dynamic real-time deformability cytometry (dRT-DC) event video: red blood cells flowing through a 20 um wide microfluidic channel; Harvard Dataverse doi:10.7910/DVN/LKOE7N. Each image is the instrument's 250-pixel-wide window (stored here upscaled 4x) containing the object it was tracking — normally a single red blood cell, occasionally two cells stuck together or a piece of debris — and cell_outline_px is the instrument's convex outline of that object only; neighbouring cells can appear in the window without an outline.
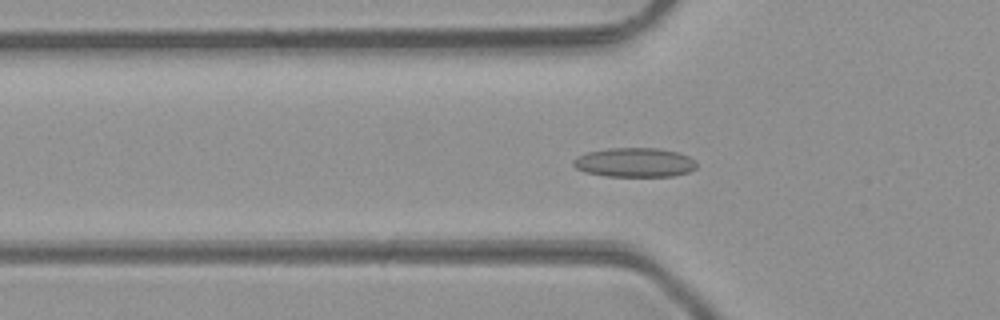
{"species": "common noctule bat (a hibernating species)", "species_latin": "Nyctalus noctula", "temperature_condition": "room temperature", "stored_images_in_passage": 48, "camera_frame_rate_fps": 3000, "um_per_image_px": 0.085, "animal": {"sex": "male", "body_mass_g": 23.1, "forearm_length_mm": 52.7}, "frame": {"image": 1, "passage_image": 16, "time_ms": 5.0, "image_size_px": [1000, 320], "cell_outline_px": [[696, 168], [688, 172], [672, 176], [604, 176], [584, 172], [576, 168], [572, 164], [572, 160], [576, 156], [588, 152], [608, 148], [660, 148], [680, 152], [696, 160]], "centroid_in_image_um": [53.93, 13.8], "position_along_channel_um": 71.9, "area_um2": 21.27}}
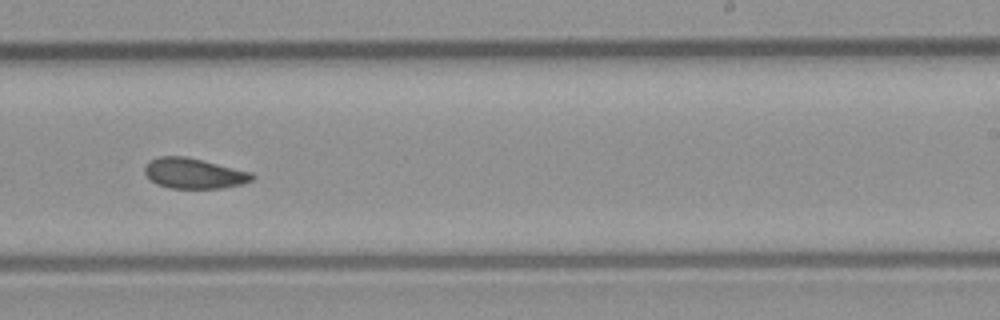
{"frame": {"image": 2, "passage_image": 30, "time_ms": 9.667, "image_size_px": [1000, 320], "cell_outline_px": [[256, 176], [252, 180], [244, 184], [220, 188], [168, 188], [156, 184], [144, 172], [144, 168], [148, 160], [160, 156], [184, 156], [204, 160], [252, 172]], "centroid_in_image_um": [16.5, 14.73], "position_along_channel_um": 272.5, "area_um2": 19.19}}
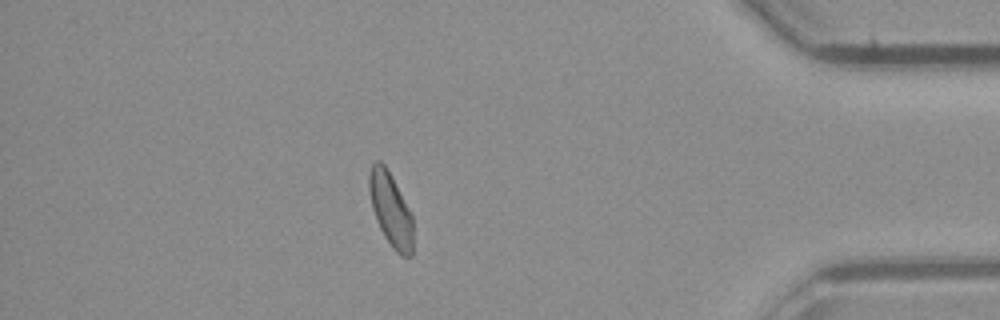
{"frame": {"image": 3, "passage_image": 42, "time_ms": 13.667, "image_size_px": [1000, 320], "cell_outline_px": [[412, 256], [404, 256], [396, 252], [392, 248], [384, 236], [376, 220], [372, 208], [368, 188], [368, 176], [372, 164], [376, 160], [380, 160], [384, 164], [408, 208], [412, 216]], "centroid_in_image_um": [33.17, 17.82], "position_along_channel_um": 402.0, "area_um2": 18.5}, "authors_computed_cell_mechanics": {"area_um2": 19.4497, "velocity_mm_per_s": 4.2882, "shape_relaxation_time_tau1_ms": 6.3298, "shape_relaxation_time_tau2_ms": 3.5157, "deformation_change_tau1": 0.1012, "deformation_change_tau2": 0.0835}}